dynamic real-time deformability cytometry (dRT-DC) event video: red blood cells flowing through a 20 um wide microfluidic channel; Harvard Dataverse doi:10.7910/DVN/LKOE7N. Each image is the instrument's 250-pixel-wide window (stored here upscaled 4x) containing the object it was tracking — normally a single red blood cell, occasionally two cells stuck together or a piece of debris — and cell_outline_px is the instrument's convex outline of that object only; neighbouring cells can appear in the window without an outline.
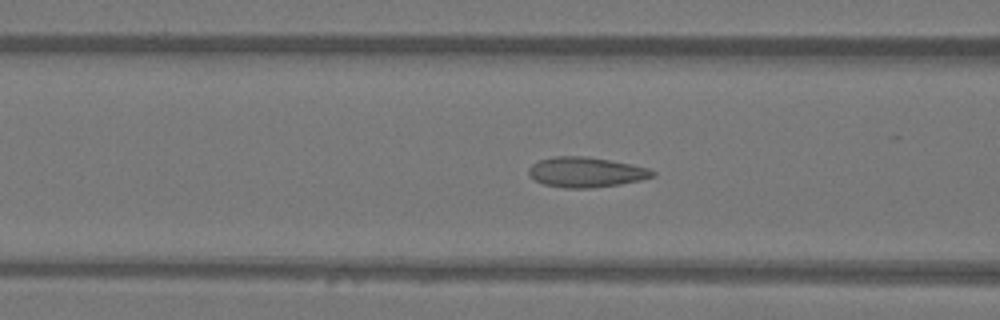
{"species": "Egyptian fruit bat (a non-hibernating species)", "species_latin": "Rousettus aegyptiacus", "temperature_condition": "warm", "stored_images_in_passage": 32, "camera_frame_rate_fps": 3000, "um_per_image_px": 0.085, "animal": {"sex": "female"}, "frame": {"image": 1, "passage_image": 10, "time_ms": 3.0, "image_size_px": [1000, 320], "cell_outline_px": [[656, 176], [640, 180], [620, 184], [592, 188], [564, 188], [544, 184], [536, 180], [528, 172], [528, 168], [532, 164], [540, 160], [552, 156], [588, 156], [632, 164], [648, 168], [656, 172]], "centroid_in_image_um": [49.83, 14.63], "position_along_channel_um": 116.8, "area_um2": 21.79}}
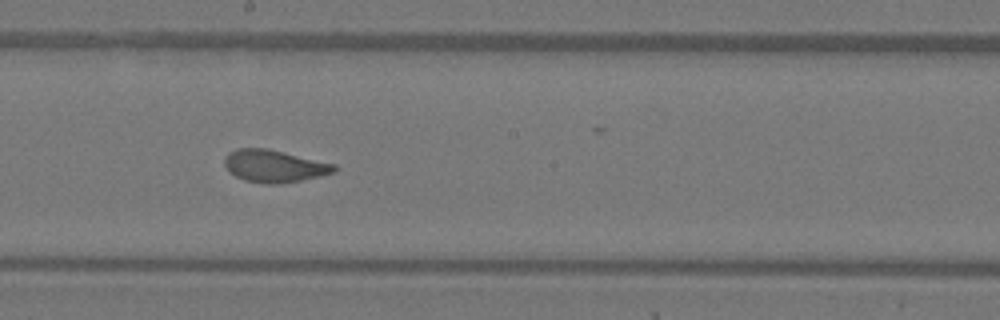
{"frame": {"image": 2, "passage_image": 18, "time_ms": 5.667, "image_size_px": [1000, 320], "cell_outline_px": [[336, 172], [300, 180], [276, 184], [264, 184], [244, 180], [236, 176], [224, 164], [224, 156], [228, 152], [236, 148], [268, 148], [336, 164]], "centroid_in_image_um": [23.3, 14.1], "position_along_channel_um": 224.9, "area_um2": 20.63}}
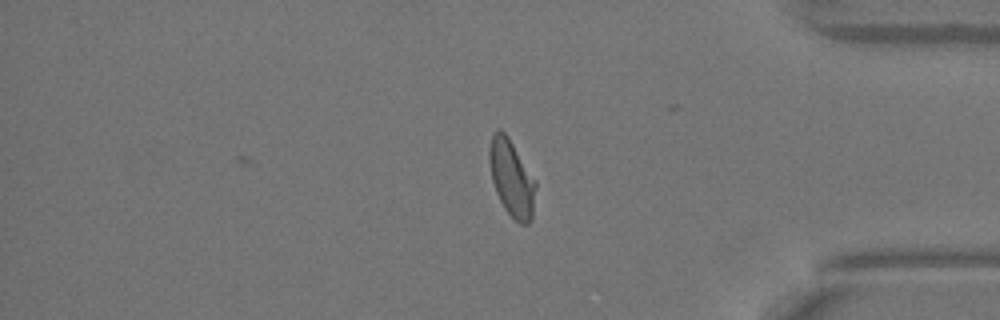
{"frame": {"image": 3, "passage_image": 32, "time_ms": 10.333, "image_size_px": [1000, 320], "cell_outline_px": [[536, 188], [532, 220], [528, 224], [520, 224], [504, 208], [496, 192], [492, 180], [488, 160], [488, 148], [492, 136], [500, 128], [508, 136], [536, 180]], "centroid_in_image_um": [43.49, 15.14], "position_along_channel_um": 391.7, "area_um2": 20.75}, "authors_computed_cell_mechanics": {"area_um2": 20.5768, "velocity_mm_per_s": 4.0541, "shape_relaxation_time_tau1_ms": 4.7709, "shape_relaxation_time_tau2_ms": 0.7559, "deformation_change_tau1": 0.1449, "deformation_change_tau2": 0.0578}}